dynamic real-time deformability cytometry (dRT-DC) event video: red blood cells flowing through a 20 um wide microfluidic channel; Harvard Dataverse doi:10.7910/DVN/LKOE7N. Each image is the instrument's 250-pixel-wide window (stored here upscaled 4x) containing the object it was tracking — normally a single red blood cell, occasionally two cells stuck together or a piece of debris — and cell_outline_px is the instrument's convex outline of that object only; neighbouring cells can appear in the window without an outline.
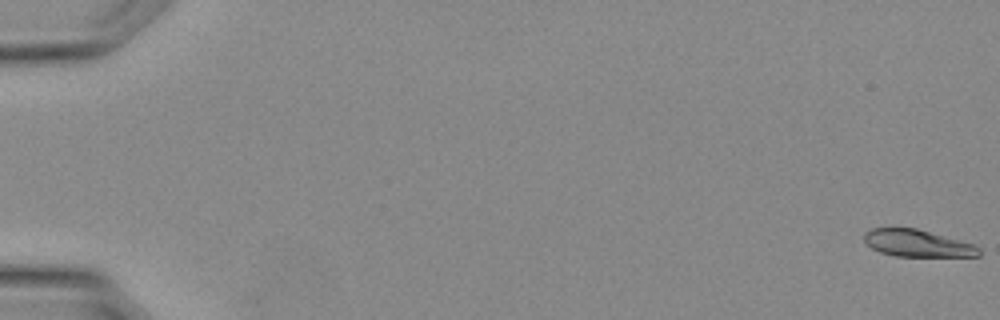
{"species": "Egyptian fruit bat (a non-hibernating species)", "species_latin": "Rousettus aegyptiacus", "temperature_condition": "warm", "stored_images_in_passage": 36, "camera_frame_rate_fps": 3000, "um_per_image_px": 0.085, "animal": {"sex": "female"}, "frame": {"image": 1, "passage_image": 1, "time_ms": 0.0, "image_size_px": [1000, 320], "cell_outline_px": [[980, 256], [896, 256], [880, 252], [872, 248], [864, 240], [864, 232], [872, 228], [916, 228], [976, 244], [980, 248]], "centroid_in_image_um": [78.0, 20.67], "position_along_channel_um": 7.0, "area_um2": 18.09}}
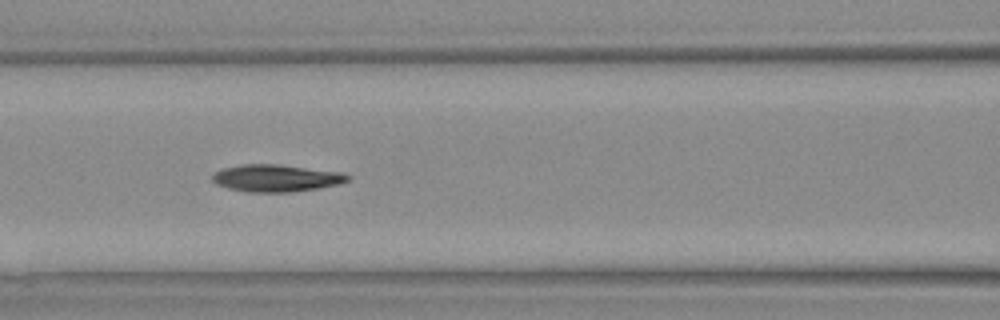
{"frame": {"image": 2, "passage_image": 17, "time_ms": 5.333, "image_size_px": [1000, 320], "cell_outline_px": [[352, 176], [348, 180], [340, 184], [316, 188], [288, 192], [248, 192], [228, 188], [216, 184], [212, 180], [212, 172], [224, 168], [244, 164], [276, 164], [340, 172]], "centroid_in_image_um": [23.44, 15.14], "position_along_channel_um": 143.2, "area_um2": 21.27}}
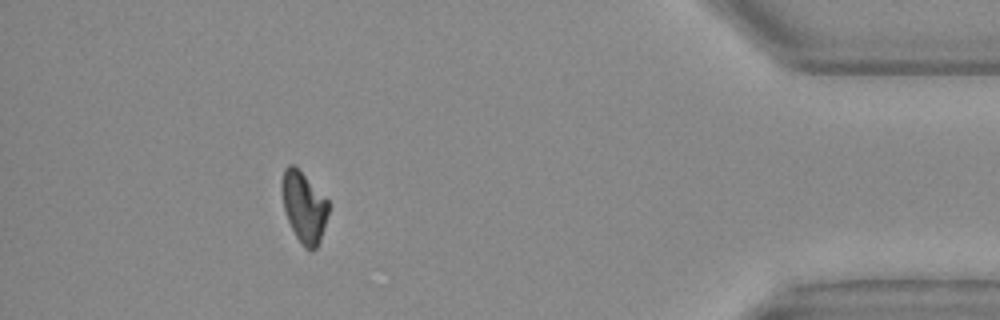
{"frame": {"image": 3, "passage_image": 33, "time_ms": 10.667, "image_size_px": [1000, 320], "cell_outline_px": [[328, 212], [320, 240], [316, 248], [312, 252], [304, 248], [296, 236], [288, 220], [284, 208], [280, 188], [280, 184], [284, 168], [288, 164], [292, 164], [328, 200]], "centroid_in_image_um": [25.8, 17.61], "position_along_channel_um": 409.4, "area_um2": 18.9}}